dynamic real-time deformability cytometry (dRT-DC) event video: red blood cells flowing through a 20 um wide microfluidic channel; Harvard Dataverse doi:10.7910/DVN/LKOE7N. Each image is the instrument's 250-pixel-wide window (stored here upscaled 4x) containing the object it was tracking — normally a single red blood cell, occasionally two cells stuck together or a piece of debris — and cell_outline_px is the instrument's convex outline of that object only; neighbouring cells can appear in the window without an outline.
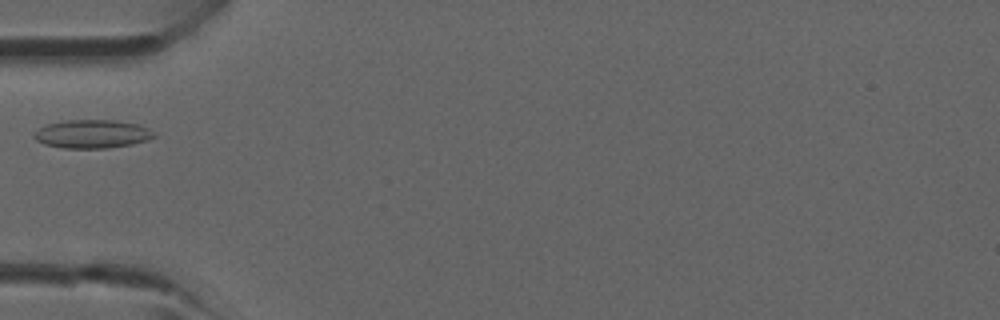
{"species": "common noctule bat (a hibernating species)", "species_latin": "Nyctalus noctula", "temperature_condition": "room temperature", "stored_images_in_passage": 5, "camera_frame_rate_fps": 3000, "um_per_image_px": 0.085, "animal": {"sex": "male", "forearm_length_mm": 52.5}, "frame": {"image": 1, "passage_image": 5, "time_ms": 4.333, "image_size_px": [1000, 320], "cell_outline_px": [[156, 136], [148, 140], [132, 144], [104, 148], [64, 148], [44, 144], [36, 140], [32, 136], [40, 128], [48, 124], [68, 120], [116, 120], [136, 124], [148, 128], [156, 132]], "centroid_in_image_um": [7.87, 11.39], "position_along_channel_um": 77.1, "area_um2": 19.77}}